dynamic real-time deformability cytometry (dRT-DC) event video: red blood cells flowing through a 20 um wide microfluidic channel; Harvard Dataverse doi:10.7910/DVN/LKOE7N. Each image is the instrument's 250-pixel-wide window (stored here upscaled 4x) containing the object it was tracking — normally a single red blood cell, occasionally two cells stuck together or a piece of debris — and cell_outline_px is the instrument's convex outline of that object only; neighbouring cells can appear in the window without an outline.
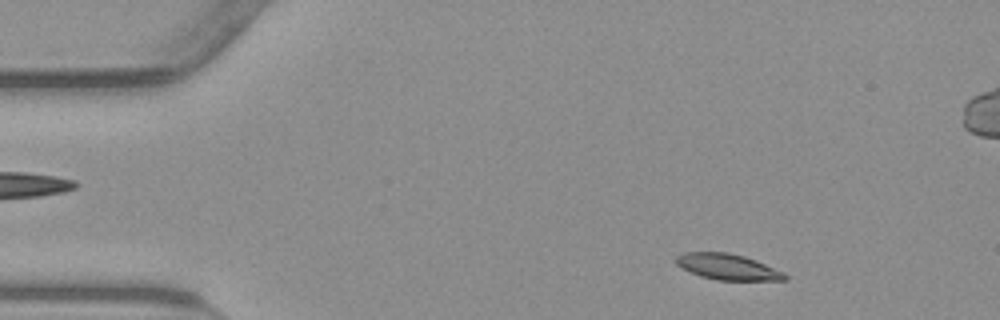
{"species": "common noctule bat (a hibernating species)", "species_latin": "Nyctalus noctula", "temperature_condition": "warm", "stored_images_in_passage": 50, "camera_frame_rate_fps": 3000, "um_per_image_px": 0.085, "animal": {"sex": "male", "body_mass_g": 23.1, "forearm_length_mm": 52.7}, "frame": {"image": 1, "passage_image": 2, "time_ms": 0.333, "image_size_px": [1000, 320], "cell_outline_px": [[788, 280], [716, 280], [700, 276], [680, 268], [676, 264], [676, 256], [684, 252], [728, 252], [744, 256], [756, 260], [784, 272], [788, 276]], "centroid_in_image_um": [61.84, 22.68], "position_along_channel_um": 23.2, "area_um2": 16.53}}
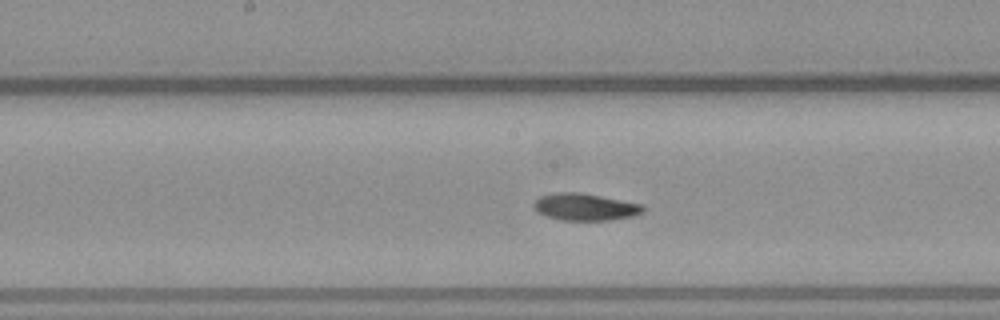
{"frame": {"image": 2, "passage_image": 22, "time_ms": 7.0, "image_size_px": [1000, 320], "cell_outline_px": [[644, 212], [632, 216], [608, 220], [560, 220], [548, 216], [540, 212], [532, 204], [540, 196], [556, 192], [580, 192], [644, 204]], "centroid_in_image_um": [49.77, 17.58], "position_along_channel_um": 198.4, "area_um2": 17.11}}
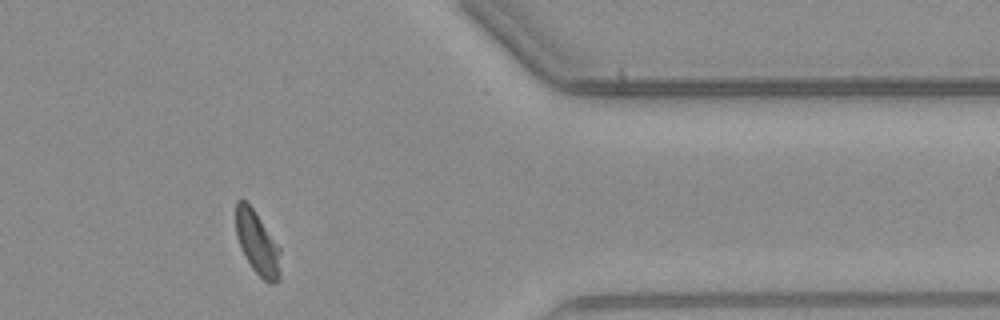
{"frame": {"image": 3, "passage_image": 39, "time_ms": 12.667, "image_size_px": [1000, 320], "cell_outline_px": [[280, 280], [272, 284], [268, 284], [252, 268], [240, 244], [236, 232], [236, 200], [244, 200], [252, 208], [280, 248]], "centroid_in_image_um": [21.9, 20.7], "position_along_channel_um": 389.5, "area_um2": 16.01}, "authors_computed_cell_mechanics": {"area_um2": 17.0221, "velocity_mm_per_s": 3.784, "shape_relaxation_time_tau1_ms": 4.1107, "shape_relaxation_time_tau2_ms": 2.4345, "deformation_change_tau1": 0.1259, "deformation_change_tau2": 0.0673}}